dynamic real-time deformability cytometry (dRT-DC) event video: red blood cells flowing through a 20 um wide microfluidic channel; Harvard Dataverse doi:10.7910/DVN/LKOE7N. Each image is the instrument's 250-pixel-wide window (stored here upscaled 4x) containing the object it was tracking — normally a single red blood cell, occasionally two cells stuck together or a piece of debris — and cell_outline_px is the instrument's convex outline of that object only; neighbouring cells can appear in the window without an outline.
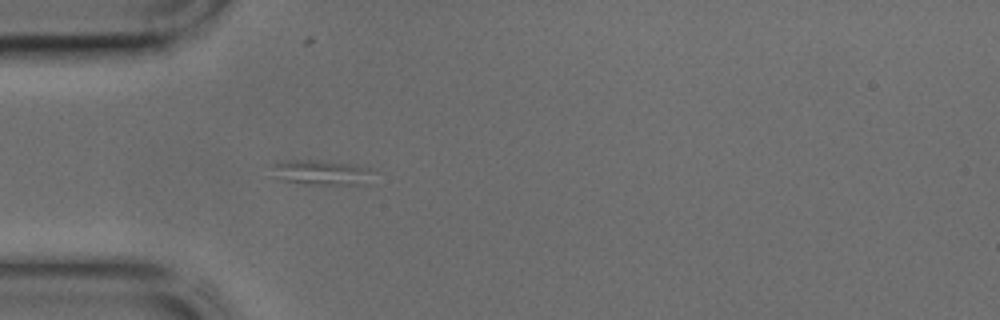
{"species": "common noctule bat (a hibernating species)", "species_latin": "Nyctalus noctula", "temperature_condition": "cold", "stored_images_in_passage": 16, "camera_frame_rate_fps": 3000, "um_per_image_px": 0.085, "animal": {"sex": "male", "body_mass_g": 17.9, "forearm_length_mm": 54.2}, "frame": {"image": 1, "passage_image": 1, "time_ms": 0.0, "image_size_px": [1000, 320], "cell_outline_px": [[376, 172], [364, 184], [308, 184], [284, 180], [276, 176], [272, 164], [288, 160], [316, 160], [352, 164], [372, 168]], "centroid_in_image_um": [27.4, 14.65], "position_along_channel_um": 57.6, "area_um2": 14.51}}
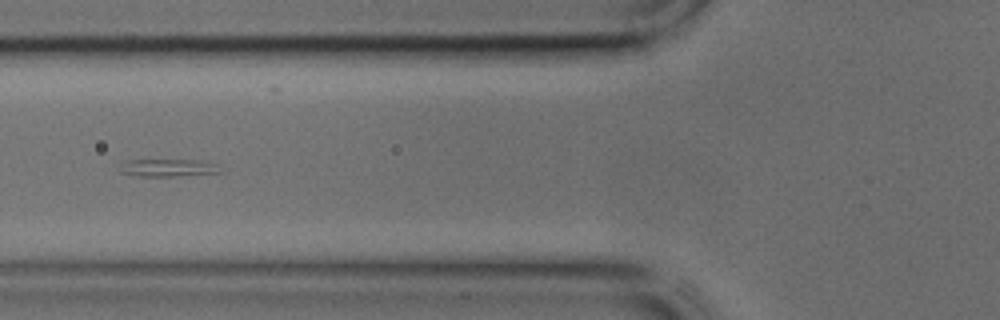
{"frame": {"image": 2, "passage_image": 5, "time_ms": 1.333, "image_size_px": [1000, 320], "cell_outline_px": [[224, 172], [180, 176], [136, 176], [120, 172], [128, 160], [200, 160], [216, 164]], "centroid_in_image_um": [14.39, 14.27], "position_along_channel_um": 111.4, "area_um2": 10.12}}
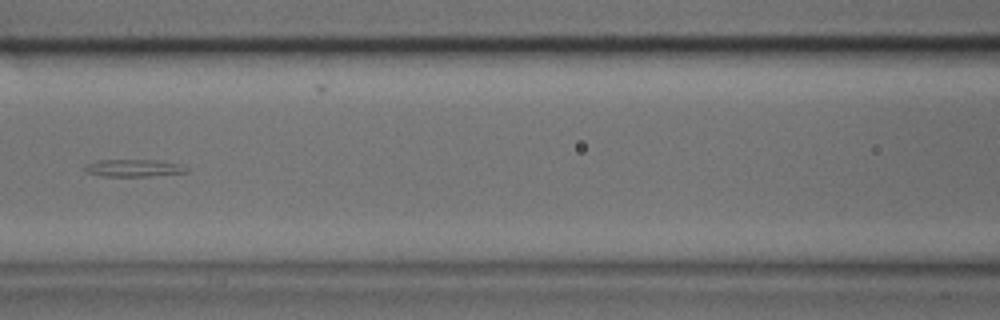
{"frame": {"image": 3, "passage_image": 8, "time_ms": 2.333, "image_size_px": [1000, 320], "cell_outline_px": [[188, 172], [148, 176], [100, 176], [88, 172], [84, 168], [84, 164], [100, 160], [156, 160], [180, 164], [188, 168]], "centroid_in_image_um": [11.36, 14.28], "position_along_channel_um": 155.2, "area_um2": 10.17}}